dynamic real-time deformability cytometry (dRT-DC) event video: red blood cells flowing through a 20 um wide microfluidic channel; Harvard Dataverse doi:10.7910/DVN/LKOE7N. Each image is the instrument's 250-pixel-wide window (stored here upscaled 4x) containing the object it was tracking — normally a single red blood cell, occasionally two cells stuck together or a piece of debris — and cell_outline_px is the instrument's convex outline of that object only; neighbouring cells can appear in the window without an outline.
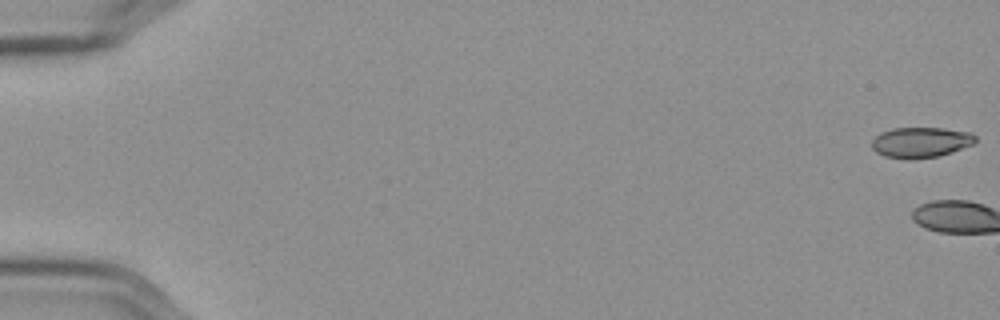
{"species": "Egyptian fruit bat (a non-hibernating species)", "species_latin": "Rousettus aegyptiacus", "temperature_condition": "cold", "stored_images_in_passage": 3, "camera_frame_rate_fps": 3000, "um_per_image_px": 0.085, "frame": {"image": 1, "passage_image": 1, "time_ms": 0.0, "image_size_px": [1000, 320], "cell_outline_px": [[976, 140], [972, 144], [952, 152], [940, 156], [912, 160], [908, 160], [884, 156], [876, 152], [872, 148], [872, 140], [880, 132], [892, 128], [944, 128], [972, 132], [976, 136]], "centroid_in_image_um": [78.26, 12.1], "position_along_channel_um": 6.7, "area_um2": 18.67}}